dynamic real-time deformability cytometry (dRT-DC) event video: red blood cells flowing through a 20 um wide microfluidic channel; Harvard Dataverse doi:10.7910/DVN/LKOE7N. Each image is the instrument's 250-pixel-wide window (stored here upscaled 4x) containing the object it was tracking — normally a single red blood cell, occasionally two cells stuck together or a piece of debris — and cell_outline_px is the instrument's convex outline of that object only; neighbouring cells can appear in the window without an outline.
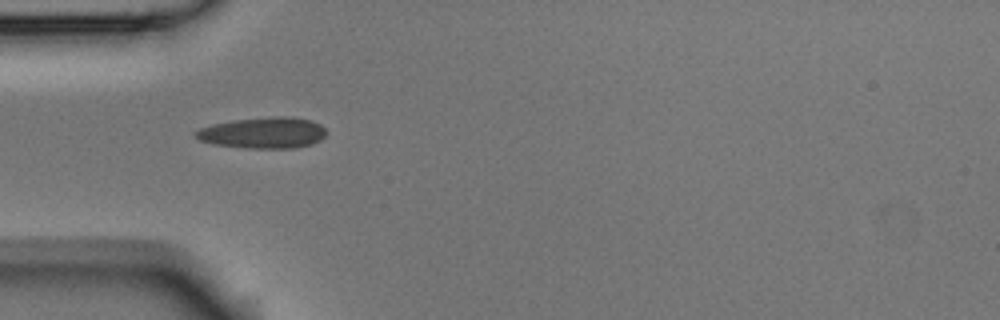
{"species": "Egyptian fruit bat (a non-hibernating species)", "species_latin": "Rousettus aegyptiacus", "temperature_condition": "room temperature", "stored_images_in_passage": 11, "camera_frame_rate_fps": 3000, "um_per_image_px": 0.085, "animal": {"sex": "male"}, "frame": {"image": 1, "passage_image": 2, "time_ms": 0.333, "image_size_px": [1000, 320], "cell_outline_px": [[328, 132], [320, 140], [312, 144], [296, 148], [248, 148], [212, 144], [200, 140], [192, 136], [200, 128], [212, 124], [232, 120], [276, 116], [292, 116], [312, 120], [320, 124]], "centroid_in_image_um": [22.39, 11.28], "position_along_channel_um": 62.6, "area_um2": 23.93}}
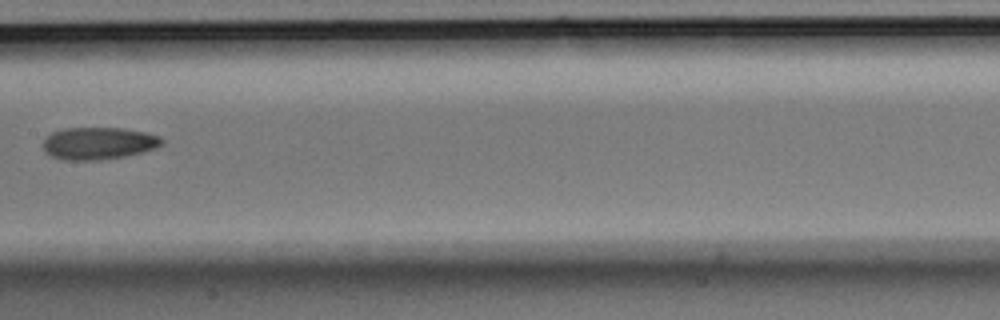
{"frame": {"image": 2, "passage_image": 5, "time_ms": 1.333, "image_size_px": [1000, 320], "cell_outline_px": [[164, 144], [156, 148], [124, 156], [100, 160], [64, 160], [52, 156], [44, 152], [44, 140], [52, 132], [64, 128], [124, 128], [148, 132], [160, 136], [164, 140]], "centroid_in_image_um": [8.41, 12.17], "position_along_channel_um": 199.0, "area_um2": 22.43}}
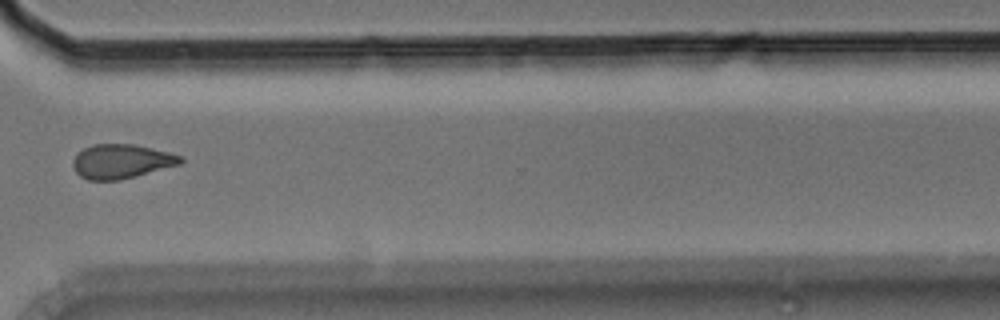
{"frame": {"image": 3, "passage_image": 9, "time_ms": 2.667, "image_size_px": [1000, 320], "cell_outline_px": [[184, 160], [180, 164], [136, 176], [120, 180], [88, 180], [80, 176], [76, 172], [72, 164], [72, 160], [84, 148], [92, 144], [132, 144], [152, 148], [168, 152], [180, 156]], "centroid_in_image_um": [10.3, 13.72], "position_along_channel_um": 360.3, "area_um2": 21.33}}